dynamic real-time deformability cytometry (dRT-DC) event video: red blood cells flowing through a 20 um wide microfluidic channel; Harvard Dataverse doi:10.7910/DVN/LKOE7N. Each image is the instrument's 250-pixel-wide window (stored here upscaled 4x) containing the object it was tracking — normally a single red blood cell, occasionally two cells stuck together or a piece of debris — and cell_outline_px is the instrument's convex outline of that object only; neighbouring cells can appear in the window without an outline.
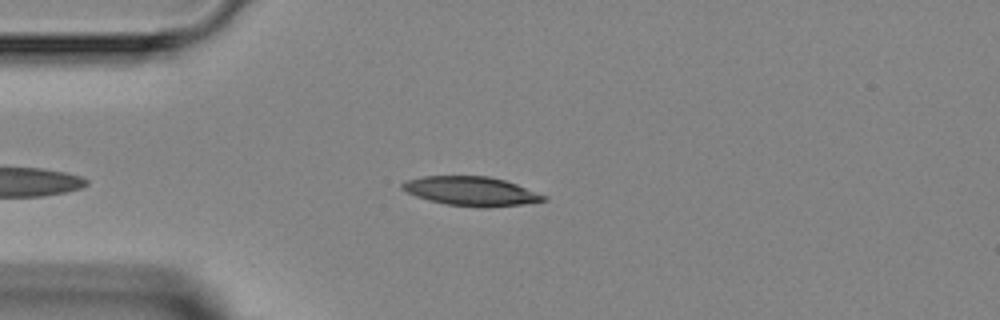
{"species": "Egyptian fruit bat (a non-hibernating species)", "species_latin": "Rousettus aegyptiacus", "temperature_condition": "room temperature", "stored_images_in_passage": 3, "camera_frame_rate_fps": 3000, "um_per_image_px": 0.085, "animal": {"sex": "female"}, "frame": {"image": 1, "passage_image": 3, "time_ms": 2.333, "image_size_px": [1000, 320], "cell_outline_px": [[548, 200], [524, 204], [488, 208], [480, 208], [448, 204], [428, 200], [416, 196], [400, 188], [400, 184], [404, 180], [424, 176], [488, 176], [504, 180], [516, 184], [548, 196]], "centroid_in_image_um": [40.06, 16.25], "position_along_channel_um": 44.9, "area_um2": 24.16}}